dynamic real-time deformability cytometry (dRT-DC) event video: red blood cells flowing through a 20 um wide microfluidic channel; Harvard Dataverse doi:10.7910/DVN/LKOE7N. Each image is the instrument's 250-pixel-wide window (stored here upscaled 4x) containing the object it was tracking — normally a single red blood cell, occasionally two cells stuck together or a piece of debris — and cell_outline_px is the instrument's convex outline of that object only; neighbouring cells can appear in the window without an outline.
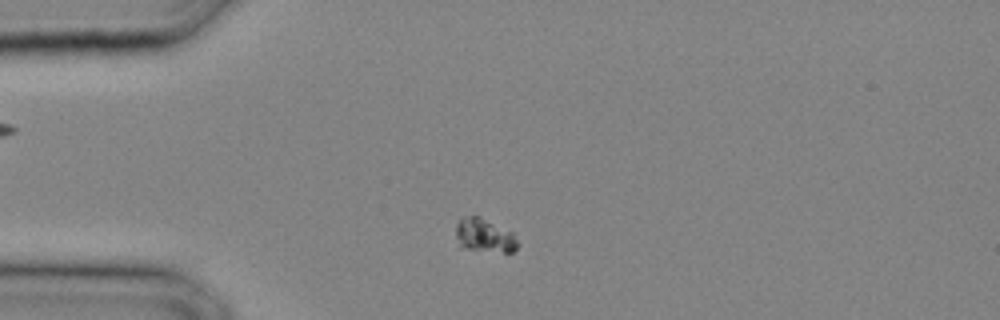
{"species": "common noctule bat (a hibernating species)", "species_latin": "Nyctalus noctula", "temperature_condition": "cold", "stored_images_in_passage": 27, "camera_frame_rate_fps": 3000, "um_per_image_px": 0.085, "animal": {"sex": "male", "body_mass_g": 20.4}, "frame": {"image": 1, "passage_image": 4, "time_ms": 1.0, "image_size_px": [1000, 320], "cell_outline_px": [[520, 244], [512, 252], [504, 252], [460, 248], [456, 236], [456, 224], [460, 216], [480, 216], [512, 232]], "centroid_in_image_um": [41.16, 20.0], "position_along_channel_um": 43.8, "area_um2": 12.25}}
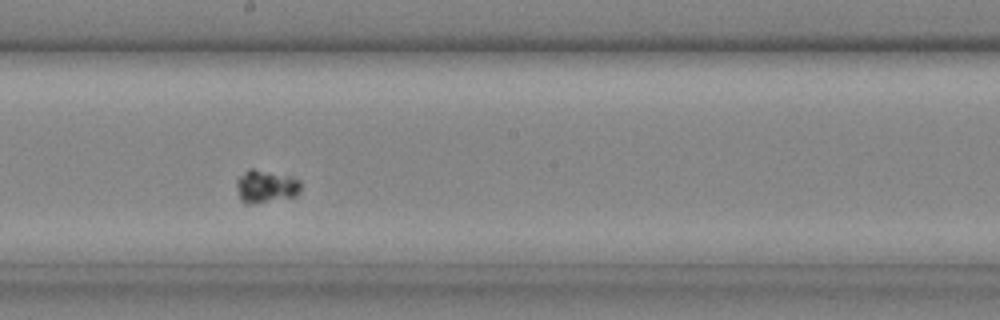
{"frame": {"image": 2, "passage_image": 14, "time_ms": 4.333, "image_size_px": [1000, 320], "cell_outline_px": [[300, 192], [296, 196], [252, 204], [244, 204], [240, 200], [236, 184], [236, 180], [248, 168], [252, 168], [300, 180]], "centroid_in_image_um": [22.55, 15.87], "position_along_channel_um": 225.6, "area_um2": 12.08}}
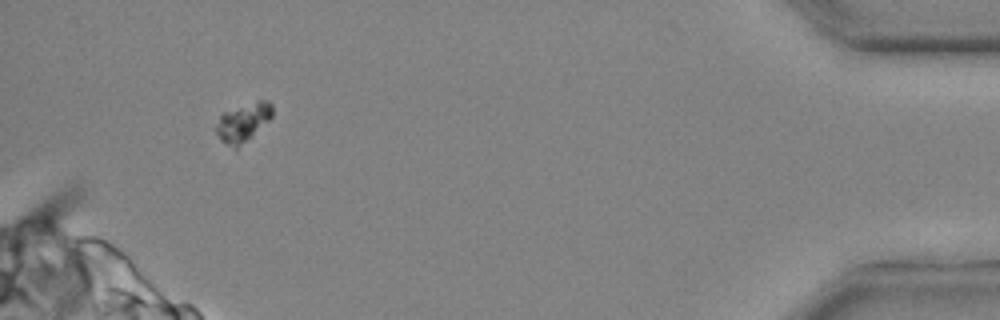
{"frame": {"image": 3, "passage_image": 26, "time_ms": 8.333, "image_size_px": [1000, 320], "cell_outline_px": [[272, 116], [252, 136], [236, 148], [224, 144], [220, 140], [216, 132], [216, 128], [220, 116], [224, 112], [260, 100], [268, 100], [272, 104]], "centroid_in_image_um": [20.66, 10.41], "position_along_channel_um": 414.5, "area_um2": 12.2}}